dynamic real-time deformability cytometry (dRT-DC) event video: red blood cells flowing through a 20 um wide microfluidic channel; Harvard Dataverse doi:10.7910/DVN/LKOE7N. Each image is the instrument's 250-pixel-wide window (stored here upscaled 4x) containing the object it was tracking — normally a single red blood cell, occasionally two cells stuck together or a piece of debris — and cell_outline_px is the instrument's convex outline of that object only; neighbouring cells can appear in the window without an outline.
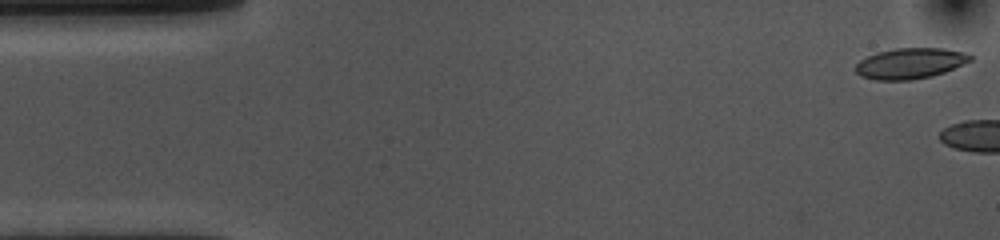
{"species": "common noctule bat (a hibernating species)", "species_latin": "Nyctalus noctula", "temperature_condition": "cold", "stored_images_in_passage": 2, "camera_frame_rate_fps": 3000, "um_per_image_px": 0.085, "animal": {"sex": "female", "body_mass_g": 10.0, "forearm_length_mm": 53.1}, "frame": {"image": 1, "passage_image": 2, "time_ms": 0.333, "image_size_px": [1000, 240], "cell_outline_px": [[972, 60], [944, 72], [932, 76], [912, 80], [876, 80], [860, 76], [856, 72], [856, 64], [860, 60], [876, 52], [896, 48], [944, 48], [964, 52], [972, 56]], "centroid_in_image_um": [77.35, 5.38], "position_along_channel_um": 7.6, "area_um2": 20.52}}